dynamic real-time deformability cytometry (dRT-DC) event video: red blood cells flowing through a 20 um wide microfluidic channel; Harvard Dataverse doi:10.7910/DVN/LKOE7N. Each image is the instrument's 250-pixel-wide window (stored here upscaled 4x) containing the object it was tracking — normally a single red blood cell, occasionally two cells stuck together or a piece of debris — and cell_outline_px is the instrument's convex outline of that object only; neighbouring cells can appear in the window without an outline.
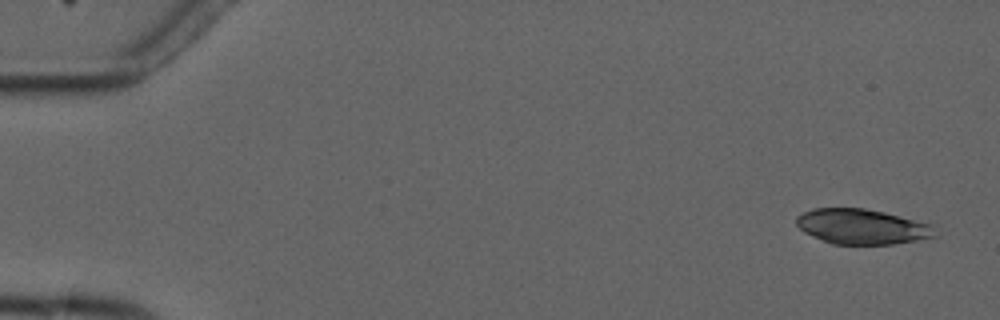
{"species": "common noctule bat (a hibernating species)", "species_latin": "Nyctalus noctula", "temperature_condition": "cold", "stored_images_in_passage": 7, "camera_frame_rate_fps": 3000, "um_per_image_px": 0.085, "animal": {"sex": "male", "forearm_length_mm": 52.5}, "frame": {"image": 1, "passage_image": 1, "time_ms": 0.0, "image_size_px": [1000, 320], "cell_outline_px": [[940, 236], [892, 244], [832, 244], [812, 236], [804, 232], [796, 224], [796, 216], [812, 208], [864, 208], [884, 212], [932, 224]], "centroid_in_image_um": [73.29, 19.26], "position_along_channel_um": 11.7, "area_um2": 28.5}}